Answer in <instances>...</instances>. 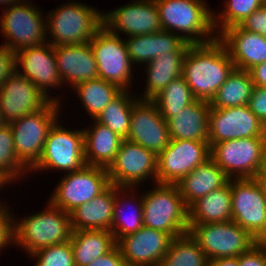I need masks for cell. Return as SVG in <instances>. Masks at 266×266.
<instances>
[{"label": "cell", "mask_w": 266, "mask_h": 266, "mask_svg": "<svg viewBox=\"0 0 266 266\" xmlns=\"http://www.w3.org/2000/svg\"><path fill=\"white\" fill-rule=\"evenodd\" d=\"M235 65L218 40L191 44L184 56L182 77L197 100L210 102Z\"/></svg>", "instance_id": "6da1fadb"}, {"label": "cell", "mask_w": 266, "mask_h": 266, "mask_svg": "<svg viewBox=\"0 0 266 266\" xmlns=\"http://www.w3.org/2000/svg\"><path fill=\"white\" fill-rule=\"evenodd\" d=\"M143 203V225L168 233L172 238L189 232L188 208L176 184L158 183L146 193Z\"/></svg>", "instance_id": "7a4b0ae2"}, {"label": "cell", "mask_w": 266, "mask_h": 266, "mask_svg": "<svg viewBox=\"0 0 266 266\" xmlns=\"http://www.w3.org/2000/svg\"><path fill=\"white\" fill-rule=\"evenodd\" d=\"M155 2L163 30L176 29L186 32L188 35H185L184 39L190 44H207L217 39V37L209 39L207 37L206 40L204 37L212 34L214 30V13L206 7L203 0H155Z\"/></svg>", "instance_id": "3957f363"}, {"label": "cell", "mask_w": 266, "mask_h": 266, "mask_svg": "<svg viewBox=\"0 0 266 266\" xmlns=\"http://www.w3.org/2000/svg\"><path fill=\"white\" fill-rule=\"evenodd\" d=\"M45 212L33 214L20 223H15V242L30 254L40 248L71 240L73 228L70 214L49 204Z\"/></svg>", "instance_id": "277c9868"}, {"label": "cell", "mask_w": 266, "mask_h": 266, "mask_svg": "<svg viewBox=\"0 0 266 266\" xmlns=\"http://www.w3.org/2000/svg\"><path fill=\"white\" fill-rule=\"evenodd\" d=\"M53 13L46 21L52 46L89 43L104 26L103 15L86 4L68 3Z\"/></svg>", "instance_id": "5b68a950"}, {"label": "cell", "mask_w": 266, "mask_h": 266, "mask_svg": "<svg viewBox=\"0 0 266 266\" xmlns=\"http://www.w3.org/2000/svg\"><path fill=\"white\" fill-rule=\"evenodd\" d=\"M58 101L51 100L44 108L9 123L18 159L29 169L39 161L48 133L57 122Z\"/></svg>", "instance_id": "8992f818"}, {"label": "cell", "mask_w": 266, "mask_h": 266, "mask_svg": "<svg viewBox=\"0 0 266 266\" xmlns=\"http://www.w3.org/2000/svg\"><path fill=\"white\" fill-rule=\"evenodd\" d=\"M265 149L266 137H250L214 143L210 153L229 179H244L255 178L264 166Z\"/></svg>", "instance_id": "52a82bcc"}, {"label": "cell", "mask_w": 266, "mask_h": 266, "mask_svg": "<svg viewBox=\"0 0 266 266\" xmlns=\"http://www.w3.org/2000/svg\"><path fill=\"white\" fill-rule=\"evenodd\" d=\"M189 233L210 260L239 257L258 241L233 220L209 224H189Z\"/></svg>", "instance_id": "ba28073f"}, {"label": "cell", "mask_w": 266, "mask_h": 266, "mask_svg": "<svg viewBox=\"0 0 266 266\" xmlns=\"http://www.w3.org/2000/svg\"><path fill=\"white\" fill-rule=\"evenodd\" d=\"M232 220L266 242V195L255 178L231 179Z\"/></svg>", "instance_id": "9c48e42d"}, {"label": "cell", "mask_w": 266, "mask_h": 266, "mask_svg": "<svg viewBox=\"0 0 266 266\" xmlns=\"http://www.w3.org/2000/svg\"><path fill=\"white\" fill-rule=\"evenodd\" d=\"M209 158V142L170 139L168 146L157 155V183L178 184Z\"/></svg>", "instance_id": "30bf717a"}, {"label": "cell", "mask_w": 266, "mask_h": 266, "mask_svg": "<svg viewBox=\"0 0 266 266\" xmlns=\"http://www.w3.org/2000/svg\"><path fill=\"white\" fill-rule=\"evenodd\" d=\"M61 180L50 203L67 213L91 201L111 184L106 168L90 165L68 172Z\"/></svg>", "instance_id": "8fae6325"}, {"label": "cell", "mask_w": 266, "mask_h": 266, "mask_svg": "<svg viewBox=\"0 0 266 266\" xmlns=\"http://www.w3.org/2000/svg\"><path fill=\"white\" fill-rule=\"evenodd\" d=\"M97 63L98 78L126 90L131 81V65L125 41L103 26L89 42Z\"/></svg>", "instance_id": "7c38bea8"}, {"label": "cell", "mask_w": 266, "mask_h": 266, "mask_svg": "<svg viewBox=\"0 0 266 266\" xmlns=\"http://www.w3.org/2000/svg\"><path fill=\"white\" fill-rule=\"evenodd\" d=\"M50 129L39 161L31 169H61L69 172L82 169L84 159L83 131H70L58 126Z\"/></svg>", "instance_id": "4fadbf2b"}, {"label": "cell", "mask_w": 266, "mask_h": 266, "mask_svg": "<svg viewBox=\"0 0 266 266\" xmlns=\"http://www.w3.org/2000/svg\"><path fill=\"white\" fill-rule=\"evenodd\" d=\"M250 137H266V127L248 105L209 110L208 142L214 143Z\"/></svg>", "instance_id": "5bb4252c"}, {"label": "cell", "mask_w": 266, "mask_h": 266, "mask_svg": "<svg viewBox=\"0 0 266 266\" xmlns=\"http://www.w3.org/2000/svg\"><path fill=\"white\" fill-rule=\"evenodd\" d=\"M110 183L125 190L153 175L157 182V155L139 144L124 139L117 156L107 168Z\"/></svg>", "instance_id": "9a60e30c"}, {"label": "cell", "mask_w": 266, "mask_h": 266, "mask_svg": "<svg viewBox=\"0 0 266 266\" xmlns=\"http://www.w3.org/2000/svg\"><path fill=\"white\" fill-rule=\"evenodd\" d=\"M30 5L23 2L12 5L9 9L6 8L7 11L0 20L3 35L10 39L5 45L15 53L25 48L42 45L46 41L44 39L47 36V24L43 23L45 21L41 18L42 13Z\"/></svg>", "instance_id": "2e32d148"}, {"label": "cell", "mask_w": 266, "mask_h": 266, "mask_svg": "<svg viewBox=\"0 0 266 266\" xmlns=\"http://www.w3.org/2000/svg\"><path fill=\"white\" fill-rule=\"evenodd\" d=\"M18 70L0 87V111L4 121L14 120L44 108L51 100Z\"/></svg>", "instance_id": "e0dca14e"}, {"label": "cell", "mask_w": 266, "mask_h": 266, "mask_svg": "<svg viewBox=\"0 0 266 266\" xmlns=\"http://www.w3.org/2000/svg\"><path fill=\"white\" fill-rule=\"evenodd\" d=\"M127 140L153 151L156 155L168 146L170 136L167 122L152 100L138 99L133 105Z\"/></svg>", "instance_id": "ac0fdd59"}, {"label": "cell", "mask_w": 266, "mask_h": 266, "mask_svg": "<svg viewBox=\"0 0 266 266\" xmlns=\"http://www.w3.org/2000/svg\"><path fill=\"white\" fill-rule=\"evenodd\" d=\"M173 238L166 232L143 226L116 241L126 266H160Z\"/></svg>", "instance_id": "d6986e66"}, {"label": "cell", "mask_w": 266, "mask_h": 266, "mask_svg": "<svg viewBox=\"0 0 266 266\" xmlns=\"http://www.w3.org/2000/svg\"><path fill=\"white\" fill-rule=\"evenodd\" d=\"M103 21L112 34L123 31L126 35L138 36L163 30L155 0L133 1L129 5L103 14Z\"/></svg>", "instance_id": "ffe728a7"}, {"label": "cell", "mask_w": 266, "mask_h": 266, "mask_svg": "<svg viewBox=\"0 0 266 266\" xmlns=\"http://www.w3.org/2000/svg\"><path fill=\"white\" fill-rule=\"evenodd\" d=\"M226 48L235 69L250 71L266 62V38L240 25L224 29L217 38Z\"/></svg>", "instance_id": "44dd1931"}, {"label": "cell", "mask_w": 266, "mask_h": 266, "mask_svg": "<svg viewBox=\"0 0 266 266\" xmlns=\"http://www.w3.org/2000/svg\"><path fill=\"white\" fill-rule=\"evenodd\" d=\"M16 63L17 68L20 63L24 69L21 75L32 81L47 97L48 86L62 84L57 70L54 46L50 42L16 52Z\"/></svg>", "instance_id": "7402d4cb"}, {"label": "cell", "mask_w": 266, "mask_h": 266, "mask_svg": "<svg viewBox=\"0 0 266 266\" xmlns=\"http://www.w3.org/2000/svg\"><path fill=\"white\" fill-rule=\"evenodd\" d=\"M61 81L75 87L78 83L98 78L97 63L90 43L54 46Z\"/></svg>", "instance_id": "603a6c76"}, {"label": "cell", "mask_w": 266, "mask_h": 266, "mask_svg": "<svg viewBox=\"0 0 266 266\" xmlns=\"http://www.w3.org/2000/svg\"><path fill=\"white\" fill-rule=\"evenodd\" d=\"M171 32L161 30L153 34L130 36L125 43L131 62L148 63L159 55L186 52L191 44L184 39V35Z\"/></svg>", "instance_id": "cb8c5ba5"}, {"label": "cell", "mask_w": 266, "mask_h": 266, "mask_svg": "<svg viewBox=\"0 0 266 266\" xmlns=\"http://www.w3.org/2000/svg\"><path fill=\"white\" fill-rule=\"evenodd\" d=\"M116 185L110 184L89 202L77 206L70 214L73 230H109L114 216Z\"/></svg>", "instance_id": "d4e9b609"}, {"label": "cell", "mask_w": 266, "mask_h": 266, "mask_svg": "<svg viewBox=\"0 0 266 266\" xmlns=\"http://www.w3.org/2000/svg\"><path fill=\"white\" fill-rule=\"evenodd\" d=\"M210 103L196 100L179 112H173L167 126L170 139L208 142Z\"/></svg>", "instance_id": "484cf974"}, {"label": "cell", "mask_w": 266, "mask_h": 266, "mask_svg": "<svg viewBox=\"0 0 266 266\" xmlns=\"http://www.w3.org/2000/svg\"><path fill=\"white\" fill-rule=\"evenodd\" d=\"M228 181V176L209 158L176 185L186 207L189 208L195 201L224 186Z\"/></svg>", "instance_id": "4316f807"}, {"label": "cell", "mask_w": 266, "mask_h": 266, "mask_svg": "<svg viewBox=\"0 0 266 266\" xmlns=\"http://www.w3.org/2000/svg\"><path fill=\"white\" fill-rule=\"evenodd\" d=\"M232 220L231 179L195 201L188 208V224L220 223Z\"/></svg>", "instance_id": "83f0119b"}, {"label": "cell", "mask_w": 266, "mask_h": 266, "mask_svg": "<svg viewBox=\"0 0 266 266\" xmlns=\"http://www.w3.org/2000/svg\"><path fill=\"white\" fill-rule=\"evenodd\" d=\"M92 130H83L86 165L108 168L124 140L107 126L96 121Z\"/></svg>", "instance_id": "f1b7e54d"}, {"label": "cell", "mask_w": 266, "mask_h": 266, "mask_svg": "<svg viewBox=\"0 0 266 266\" xmlns=\"http://www.w3.org/2000/svg\"><path fill=\"white\" fill-rule=\"evenodd\" d=\"M70 243L75 266H88L116 246L109 230H73Z\"/></svg>", "instance_id": "f546056e"}, {"label": "cell", "mask_w": 266, "mask_h": 266, "mask_svg": "<svg viewBox=\"0 0 266 266\" xmlns=\"http://www.w3.org/2000/svg\"><path fill=\"white\" fill-rule=\"evenodd\" d=\"M186 52H171L159 55L148 62V76L144 100H152L171 81L182 76L183 60Z\"/></svg>", "instance_id": "4dcf8cb0"}, {"label": "cell", "mask_w": 266, "mask_h": 266, "mask_svg": "<svg viewBox=\"0 0 266 266\" xmlns=\"http://www.w3.org/2000/svg\"><path fill=\"white\" fill-rule=\"evenodd\" d=\"M254 86L249 71L234 69L209 102L210 106L229 108L248 105Z\"/></svg>", "instance_id": "1f68e13d"}, {"label": "cell", "mask_w": 266, "mask_h": 266, "mask_svg": "<svg viewBox=\"0 0 266 266\" xmlns=\"http://www.w3.org/2000/svg\"><path fill=\"white\" fill-rule=\"evenodd\" d=\"M160 266H209V259L188 232L171 240Z\"/></svg>", "instance_id": "d6a6232c"}, {"label": "cell", "mask_w": 266, "mask_h": 266, "mask_svg": "<svg viewBox=\"0 0 266 266\" xmlns=\"http://www.w3.org/2000/svg\"><path fill=\"white\" fill-rule=\"evenodd\" d=\"M75 90L84 107L94 120L104 108L122 91L117 85L104 79L96 78L78 83Z\"/></svg>", "instance_id": "836d02e7"}, {"label": "cell", "mask_w": 266, "mask_h": 266, "mask_svg": "<svg viewBox=\"0 0 266 266\" xmlns=\"http://www.w3.org/2000/svg\"><path fill=\"white\" fill-rule=\"evenodd\" d=\"M137 101L129 98L126 90H122L95 120L107 126L121 138L127 139L131 125L132 107Z\"/></svg>", "instance_id": "e575fe53"}, {"label": "cell", "mask_w": 266, "mask_h": 266, "mask_svg": "<svg viewBox=\"0 0 266 266\" xmlns=\"http://www.w3.org/2000/svg\"><path fill=\"white\" fill-rule=\"evenodd\" d=\"M196 100L191 88L182 76L171 81L152 99L166 121L173 116V112L183 110Z\"/></svg>", "instance_id": "d590c367"}, {"label": "cell", "mask_w": 266, "mask_h": 266, "mask_svg": "<svg viewBox=\"0 0 266 266\" xmlns=\"http://www.w3.org/2000/svg\"><path fill=\"white\" fill-rule=\"evenodd\" d=\"M25 169L29 170L18 159L10 124H5L0 128V186L24 174Z\"/></svg>", "instance_id": "8d00e7d4"}, {"label": "cell", "mask_w": 266, "mask_h": 266, "mask_svg": "<svg viewBox=\"0 0 266 266\" xmlns=\"http://www.w3.org/2000/svg\"><path fill=\"white\" fill-rule=\"evenodd\" d=\"M122 190V187L116 186V196L114 201V216L113 221L111 224L110 232L113 234L115 241H117L119 238L131 234L133 232H137L140 230L143 225V203L142 200L138 203L139 205H136V208L131 215L124 216L123 211L119 209L121 208L120 200L117 198L118 191ZM121 211V212H120ZM122 213V214H121ZM124 218V219H123ZM117 226V227H116ZM116 228V229H115ZM118 229V230H117ZM120 229V230H119Z\"/></svg>", "instance_id": "74e56055"}, {"label": "cell", "mask_w": 266, "mask_h": 266, "mask_svg": "<svg viewBox=\"0 0 266 266\" xmlns=\"http://www.w3.org/2000/svg\"><path fill=\"white\" fill-rule=\"evenodd\" d=\"M263 6V0H229L226 2L225 10L220 16H213L214 30L217 27V18L220 19L221 31L229 27L239 25L255 10Z\"/></svg>", "instance_id": "f35d334b"}, {"label": "cell", "mask_w": 266, "mask_h": 266, "mask_svg": "<svg viewBox=\"0 0 266 266\" xmlns=\"http://www.w3.org/2000/svg\"><path fill=\"white\" fill-rule=\"evenodd\" d=\"M31 255L39 258L35 266H75L70 241L40 248Z\"/></svg>", "instance_id": "ab89813d"}, {"label": "cell", "mask_w": 266, "mask_h": 266, "mask_svg": "<svg viewBox=\"0 0 266 266\" xmlns=\"http://www.w3.org/2000/svg\"><path fill=\"white\" fill-rule=\"evenodd\" d=\"M17 70L16 53L8 46H0V87Z\"/></svg>", "instance_id": "60d3db41"}, {"label": "cell", "mask_w": 266, "mask_h": 266, "mask_svg": "<svg viewBox=\"0 0 266 266\" xmlns=\"http://www.w3.org/2000/svg\"><path fill=\"white\" fill-rule=\"evenodd\" d=\"M239 266H266V242H257L238 257Z\"/></svg>", "instance_id": "b9f144b4"}, {"label": "cell", "mask_w": 266, "mask_h": 266, "mask_svg": "<svg viewBox=\"0 0 266 266\" xmlns=\"http://www.w3.org/2000/svg\"><path fill=\"white\" fill-rule=\"evenodd\" d=\"M248 107L266 127V88L254 86Z\"/></svg>", "instance_id": "7bdbcfd3"}, {"label": "cell", "mask_w": 266, "mask_h": 266, "mask_svg": "<svg viewBox=\"0 0 266 266\" xmlns=\"http://www.w3.org/2000/svg\"><path fill=\"white\" fill-rule=\"evenodd\" d=\"M243 29L266 38V8L261 7L239 24Z\"/></svg>", "instance_id": "ee69618b"}, {"label": "cell", "mask_w": 266, "mask_h": 266, "mask_svg": "<svg viewBox=\"0 0 266 266\" xmlns=\"http://www.w3.org/2000/svg\"><path fill=\"white\" fill-rule=\"evenodd\" d=\"M11 217L8 209L0 205V250L9 244L8 242H15V226H13L15 221Z\"/></svg>", "instance_id": "f6af8a7d"}, {"label": "cell", "mask_w": 266, "mask_h": 266, "mask_svg": "<svg viewBox=\"0 0 266 266\" xmlns=\"http://www.w3.org/2000/svg\"><path fill=\"white\" fill-rule=\"evenodd\" d=\"M88 266H126V263L119 248L115 246L110 252L98 257Z\"/></svg>", "instance_id": "bcb514c9"}, {"label": "cell", "mask_w": 266, "mask_h": 266, "mask_svg": "<svg viewBox=\"0 0 266 266\" xmlns=\"http://www.w3.org/2000/svg\"><path fill=\"white\" fill-rule=\"evenodd\" d=\"M249 72L256 86L266 88V62L253 67Z\"/></svg>", "instance_id": "7dc6e473"}, {"label": "cell", "mask_w": 266, "mask_h": 266, "mask_svg": "<svg viewBox=\"0 0 266 266\" xmlns=\"http://www.w3.org/2000/svg\"><path fill=\"white\" fill-rule=\"evenodd\" d=\"M209 266H239L238 257H228L210 260Z\"/></svg>", "instance_id": "c3c4849f"}, {"label": "cell", "mask_w": 266, "mask_h": 266, "mask_svg": "<svg viewBox=\"0 0 266 266\" xmlns=\"http://www.w3.org/2000/svg\"><path fill=\"white\" fill-rule=\"evenodd\" d=\"M255 179L258 181L262 191L266 195V168L264 166L257 172Z\"/></svg>", "instance_id": "681fc988"}, {"label": "cell", "mask_w": 266, "mask_h": 266, "mask_svg": "<svg viewBox=\"0 0 266 266\" xmlns=\"http://www.w3.org/2000/svg\"><path fill=\"white\" fill-rule=\"evenodd\" d=\"M1 3L8 4V6L10 5V7H11L12 4H17V3L19 4L20 2H19V0H0V4Z\"/></svg>", "instance_id": "f907efd6"}, {"label": "cell", "mask_w": 266, "mask_h": 266, "mask_svg": "<svg viewBox=\"0 0 266 266\" xmlns=\"http://www.w3.org/2000/svg\"><path fill=\"white\" fill-rule=\"evenodd\" d=\"M5 124H7L4 119H3V116H2V112L0 111V128L3 127Z\"/></svg>", "instance_id": "816d5d0a"}, {"label": "cell", "mask_w": 266, "mask_h": 266, "mask_svg": "<svg viewBox=\"0 0 266 266\" xmlns=\"http://www.w3.org/2000/svg\"><path fill=\"white\" fill-rule=\"evenodd\" d=\"M264 167L266 168V149H265V161H264Z\"/></svg>", "instance_id": "f5cc1de1"}, {"label": "cell", "mask_w": 266, "mask_h": 266, "mask_svg": "<svg viewBox=\"0 0 266 266\" xmlns=\"http://www.w3.org/2000/svg\"><path fill=\"white\" fill-rule=\"evenodd\" d=\"M263 7L266 8V0H263Z\"/></svg>", "instance_id": "db71d44e"}]
</instances>
